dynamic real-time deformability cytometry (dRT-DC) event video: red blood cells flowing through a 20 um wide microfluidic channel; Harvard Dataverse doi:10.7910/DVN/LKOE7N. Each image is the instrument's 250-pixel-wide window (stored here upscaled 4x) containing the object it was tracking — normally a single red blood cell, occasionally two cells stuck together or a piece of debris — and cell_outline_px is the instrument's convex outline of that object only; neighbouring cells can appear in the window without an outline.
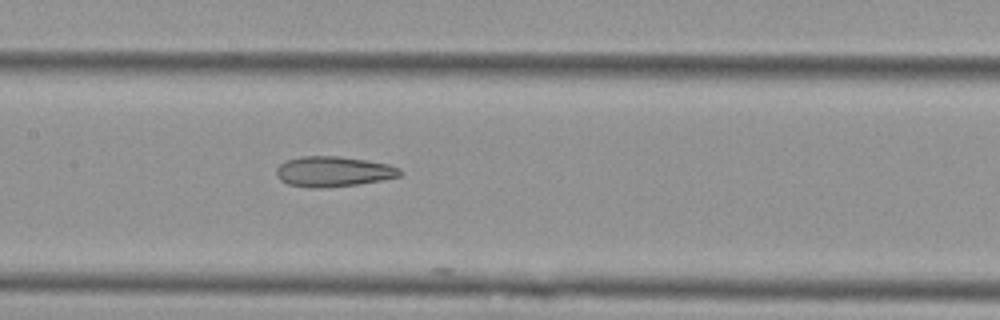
{"species": "Egyptian fruit bat (a non-hibernating species)", "species_latin": "Rousettus aegyptiacus", "temperature_condition": "cold", "stored_images_in_passage": 7, "camera_frame_rate_fps": 3000, "um_per_image_px": 0.085, "animal": {"sex": "female"}, "frame": {"image": 1, "passage_image": 7, "time_ms": 2.0, "image_size_px": [1000, 320], "cell_outline_px": [[404, 172], [400, 176], [380, 180], [356, 184], [316, 188], [312, 188], [288, 184], [280, 180], [276, 176], [276, 168], [284, 160], [300, 156], [340, 156], [388, 164], [400, 168]], "centroid_in_image_um": [28.3, 14.57], "position_along_channel_um": 179.1, "area_um2": 21.79}}